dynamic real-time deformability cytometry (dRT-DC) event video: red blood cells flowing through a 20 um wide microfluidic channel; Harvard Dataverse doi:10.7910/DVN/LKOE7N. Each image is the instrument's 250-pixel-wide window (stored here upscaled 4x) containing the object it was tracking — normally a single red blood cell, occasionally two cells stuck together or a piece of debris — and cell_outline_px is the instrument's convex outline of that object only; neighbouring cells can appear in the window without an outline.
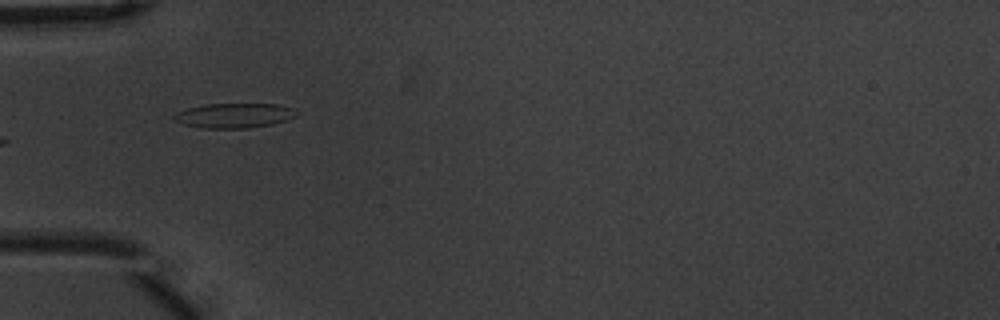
{"species": "common noctule bat (a hibernating species)", "species_latin": "Nyctalus noctula", "temperature_condition": "warm", "stored_images_in_passage": 7, "camera_frame_rate_fps": 3000, "um_per_image_px": 0.085, "animal": {"sex": "male", "body_mass_g": 20.1, "forearm_length_mm": 53.5}, "frame": {"image": 1, "passage_image": 5, "time_ms": 1.333, "image_size_px": [1000, 320], "cell_outline_px": [[300, 112], [296, 116], [272, 124], [248, 128], [200, 128], [184, 124], [172, 120], [172, 116], [176, 112], [188, 108], [208, 104], [276, 104], [292, 108]], "centroid_in_image_um": [19.88, 9.82], "position_along_channel_um": 65.1, "area_um2": 17.63}}
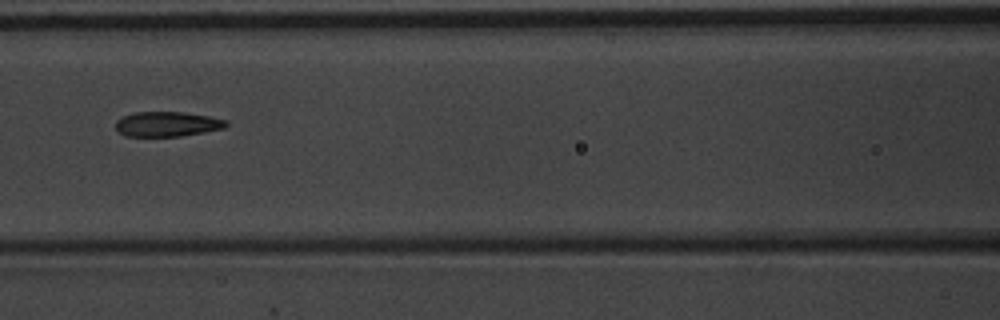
{"frame": {"image": 2, "passage_image": 7, "time_ms": 2.0, "image_size_px": [1000, 320], "cell_outline_px": [[228, 124], [224, 128], [204, 132], [180, 136], [124, 136], [116, 132], [116, 120], [120, 116], [132, 112], [184, 112], [208, 116], [228, 120]], "centroid_in_image_um": [14.16, 10.54], "position_along_channel_um": 152.4, "area_um2": 16.24}}